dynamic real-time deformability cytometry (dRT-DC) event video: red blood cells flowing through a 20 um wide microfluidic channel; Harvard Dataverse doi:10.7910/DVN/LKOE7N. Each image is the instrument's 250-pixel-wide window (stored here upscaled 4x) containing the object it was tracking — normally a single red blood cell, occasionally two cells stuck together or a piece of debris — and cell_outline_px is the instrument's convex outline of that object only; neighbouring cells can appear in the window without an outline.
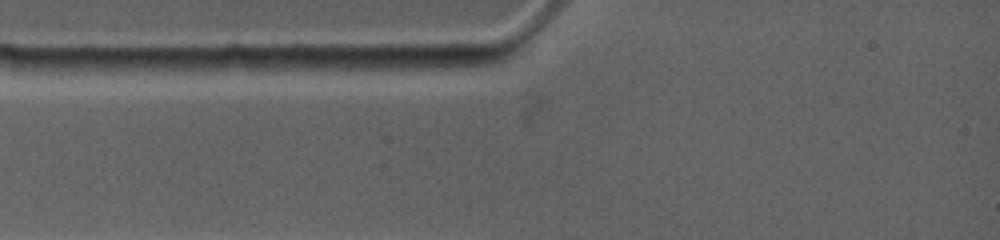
{"species": "common noctule bat (a hibernating species)", "species_latin": "Nyctalus noctula", "temperature_condition": "warm", "stored_images_in_passage": 4, "camera_frame_rate_fps": 4500, "um_per_image_px": 0.085, "animal": {"sex": "female", "body_mass_g": 19.0, "forearm_length_mm": 53.3}, "frame": {"image": 1, "passage_image": 2, "time_ms": 1.111, "image_size_px": [1000, 240], "cell_outline_px": [[500, 60], [488, 64], [460, 68], [372, 72], [364, 68], [360, 64], [368, 56], [480, 56]], "centroid_in_image_um": [35.87, 5.33], "position_along_channel_um": 49.1, "area_um2": 12.02}}